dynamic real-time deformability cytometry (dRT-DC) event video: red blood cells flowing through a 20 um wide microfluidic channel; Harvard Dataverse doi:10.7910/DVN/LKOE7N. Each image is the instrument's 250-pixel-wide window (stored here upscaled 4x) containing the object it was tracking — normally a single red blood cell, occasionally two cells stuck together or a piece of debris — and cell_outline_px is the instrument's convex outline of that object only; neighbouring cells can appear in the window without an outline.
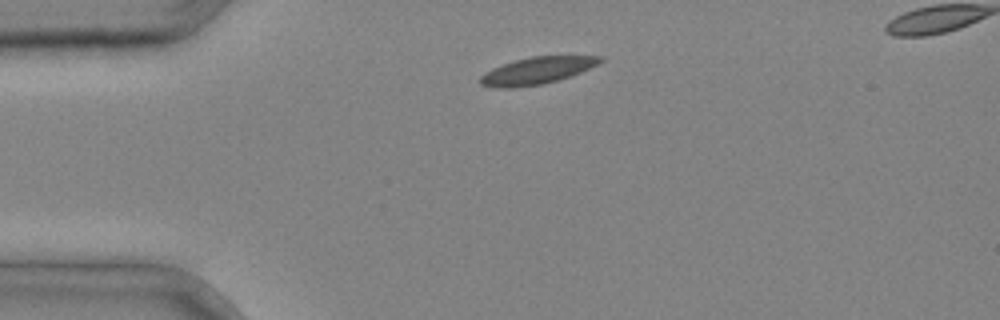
{"species": "common noctule bat (a hibernating species)", "species_latin": "Nyctalus noctula", "temperature_condition": "cold", "stored_images_in_passage": 2, "camera_frame_rate_fps": 3000, "um_per_image_px": 0.085, "animal": {"sex": "male", "body_mass_g": 20.4}, "frame": {"image": 1, "passage_image": 1, "time_ms": 0.0, "image_size_px": [1000, 320], "cell_outline_px": [[604, 60], [580, 72], [556, 80], [540, 84], [512, 88], [496, 88], [480, 84], [480, 76], [484, 72], [492, 68], [516, 60], [532, 56], [604, 56]], "centroid_in_image_um": [45.59, 6.0], "position_along_channel_um": 39.4, "area_um2": 18.5}}